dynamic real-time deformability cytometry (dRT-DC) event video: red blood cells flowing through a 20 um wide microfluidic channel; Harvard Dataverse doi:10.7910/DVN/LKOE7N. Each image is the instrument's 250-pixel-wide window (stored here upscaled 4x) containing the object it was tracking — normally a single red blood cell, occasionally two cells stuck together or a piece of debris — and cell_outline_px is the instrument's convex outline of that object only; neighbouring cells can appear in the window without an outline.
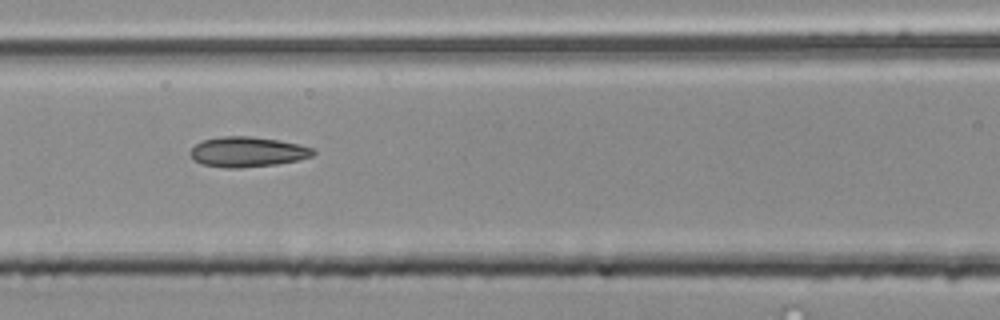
{"species": "common noctule bat (a hibernating species)", "species_latin": "Nyctalus noctula", "temperature_condition": "room temperature", "stored_images_in_passage": 11, "camera_frame_rate_fps": 3000, "um_per_image_px": 0.085, "animal": {"sex": "male", "body_mass_g": 20.4}, "frame": {"image": 1, "passage_image": 7, "time_ms": 2.0, "image_size_px": [1000, 320], "cell_outline_px": [[316, 152], [312, 156], [296, 160], [276, 164], [240, 168], [224, 168], [200, 164], [192, 160], [188, 152], [196, 144], [204, 140], [220, 136], [252, 136], [280, 140], [300, 144], [312, 148]], "centroid_in_image_um": [20.99, 12.91], "position_along_channel_um": 145.6, "area_um2": 21.79}}